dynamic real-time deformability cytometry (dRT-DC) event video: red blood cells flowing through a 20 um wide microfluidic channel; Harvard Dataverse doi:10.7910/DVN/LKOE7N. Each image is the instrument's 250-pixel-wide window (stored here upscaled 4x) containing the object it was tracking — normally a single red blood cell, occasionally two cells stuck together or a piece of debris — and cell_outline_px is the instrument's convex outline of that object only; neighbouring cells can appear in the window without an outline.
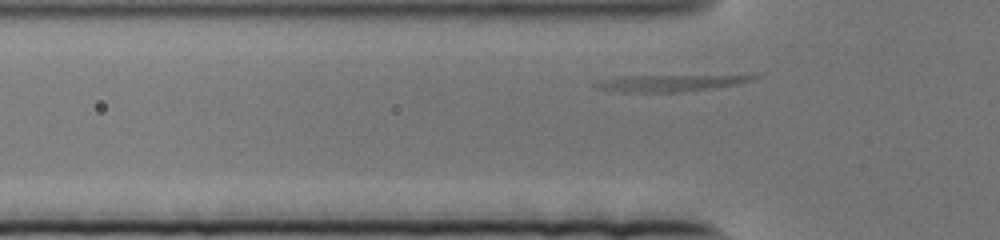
{"species": "human", "species_latin": "Homo sapiens", "temperature_condition": "cold", "stored_images_in_passage": 6, "camera_frame_rate_fps": 3000, "um_per_image_px": 0.085, "donor": {"sex": "female"}, "frame": {"image": 1, "passage_image": 6, "time_ms": 1.667, "image_size_px": [1000, 240], "cell_outline_px": [[764, 72], [760, 76], [752, 80], [736, 84], [684, 92], [624, 92], [600, 88], [592, 84], [600, 80], [628, 76]], "centroid_in_image_um": [57.34, 6.99], "position_along_channel_um": 68.5, "area_um2": 16.42}}